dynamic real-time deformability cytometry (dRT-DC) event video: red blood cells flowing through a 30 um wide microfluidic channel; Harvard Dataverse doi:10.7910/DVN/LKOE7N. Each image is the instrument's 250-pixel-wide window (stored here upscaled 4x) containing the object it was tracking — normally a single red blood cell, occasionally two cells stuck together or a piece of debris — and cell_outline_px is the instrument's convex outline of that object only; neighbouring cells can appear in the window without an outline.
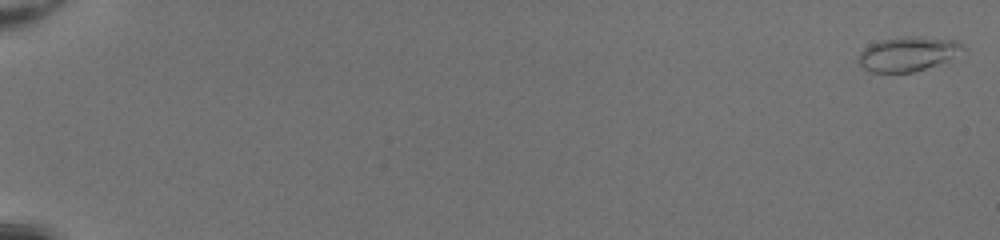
{"species": "common noctule bat (a hibernating species)", "species_latin": "Nyctalus noctula", "temperature_condition": "room temperature", "stored_images_in_passage": 51, "camera_frame_rate_fps": 3000, "um_per_image_px": 0.085, "animal": {"sex": "female", "body_mass_g": 20.0, "forearm_length_mm": 54.0}, "frame": {"image": 1, "passage_image": 1, "time_ms": 0.0, "image_size_px": [1000, 240], "cell_outline_px": [[964, 48], [948, 60], [912, 72], [872, 72], [864, 68], [860, 64], [860, 52], [864, 48], [880, 40], [904, 36], [916, 36], [956, 40], [964, 44]], "centroid_in_image_um": [77.17, 4.56], "position_along_channel_um": 7.8, "area_um2": 20.52}}
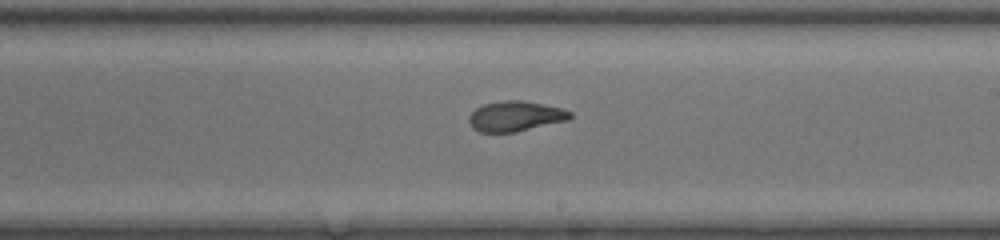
{"frame": {"image": 2, "passage_image": 33, "time_ms": 10.667, "image_size_px": [1000, 240], "cell_outline_px": [[572, 116], [568, 120], [516, 132], [480, 132], [472, 128], [468, 120], [468, 116], [476, 108], [484, 104], [504, 100], [520, 100], [560, 108], [572, 112]], "centroid_in_image_um": [43.78, 9.89], "position_along_channel_um": 245.2, "area_um2": 17.69}}
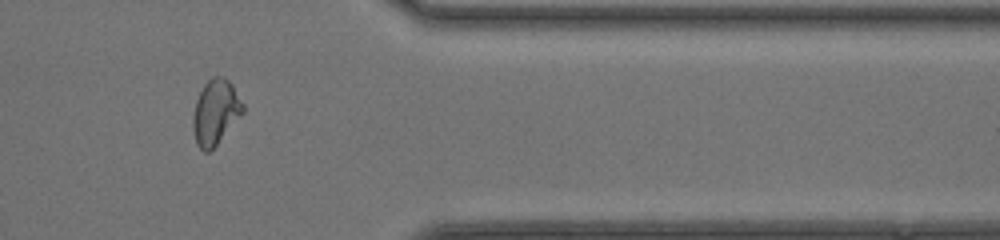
{"frame": {"image": 3, "passage_image": 44, "time_ms": 14.333, "image_size_px": [1000, 240], "cell_outline_px": [[244, 112], [216, 144], [208, 152], [204, 152], [196, 144], [192, 128], [192, 116], [196, 100], [204, 84], [212, 76], [224, 76], [232, 84], [244, 104]], "centroid_in_image_um": [18.31, 9.51], "position_along_channel_um": 393.1, "area_um2": 18.9}, "authors_computed_cell_mechanics": {"area_um2": 18.6694, "velocity_mm_per_s": 4.2958, "shape_relaxation_time_tau1_ms": null, "shape_relaxation_time_tau2_ms": 1.1645, "deformation_change_tau1": null, "deformation_change_tau2": 0.0734}}